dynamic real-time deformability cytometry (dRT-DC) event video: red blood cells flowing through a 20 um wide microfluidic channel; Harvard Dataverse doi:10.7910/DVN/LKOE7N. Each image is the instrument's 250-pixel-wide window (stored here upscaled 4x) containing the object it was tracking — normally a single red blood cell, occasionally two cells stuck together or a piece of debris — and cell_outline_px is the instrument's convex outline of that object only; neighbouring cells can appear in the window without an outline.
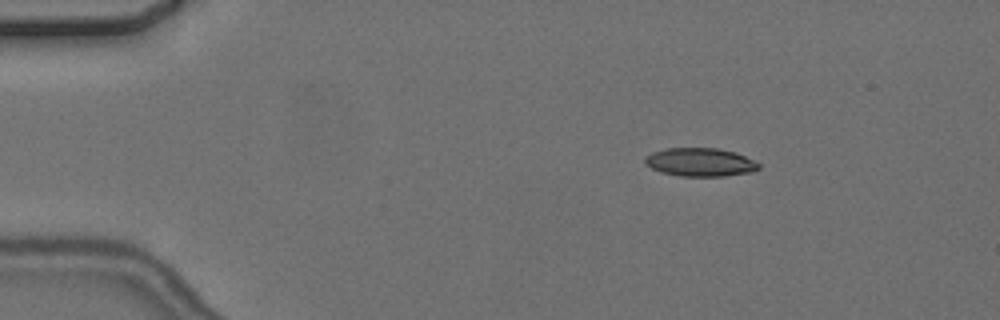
{"species": "common noctule bat (a hibernating species)", "species_latin": "Nyctalus noctula", "temperature_condition": "cold", "stored_images_in_passage": 5, "camera_frame_rate_fps": 3000, "um_per_image_px": 0.085, "animal": {"sex": "female", "body_mass_g": 24.6, "forearm_length_mm": 56.2}, "frame": {"image": 1, "passage_image": 5, "time_ms": 6.0, "image_size_px": [1000, 320], "cell_outline_px": [[760, 168], [752, 172], [724, 176], [680, 176], [660, 172], [644, 164], [644, 156], [652, 152], [668, 148], [716, 148], [736, 152], [760, 164]], "centroid_in_image_um": [59.49, 13.79], "position_along_channel_um": 25.5, "area_um2": 18.9}}